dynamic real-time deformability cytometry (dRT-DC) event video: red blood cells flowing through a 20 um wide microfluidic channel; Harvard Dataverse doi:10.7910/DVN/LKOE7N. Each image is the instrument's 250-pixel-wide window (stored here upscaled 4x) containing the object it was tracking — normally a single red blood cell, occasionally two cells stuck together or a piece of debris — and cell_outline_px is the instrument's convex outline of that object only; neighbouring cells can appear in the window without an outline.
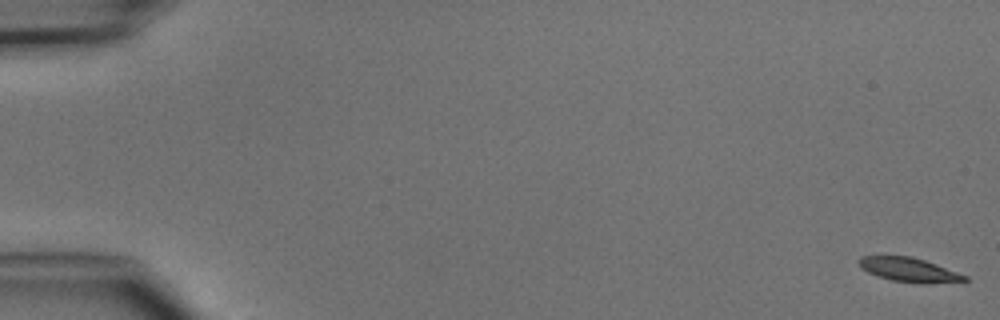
{"species": "common noctule bat (a hibernating species)", "species_latin": "Nyctalus noctula", "temperature_condition": "cold", "stored_images_in_passage": 5, "camera_frame_rate_fps": 3000, "um_per_image_px": 0.085, "animal": {"sex": "male", "body_mass_g": 15.6}, "frame": {"image": 1, "passage_image": 1, "time_ms": 0.0, "image_size_px": [1000, 320], "cell_outline_px": [[968, 280], [924, 284], [892, 280], [868, 272], [860, 268], [856, 260], [860, 256], [912, 256], [936, 264], [968, 276]], "centroid_in_image_um": [77.24, 22.92], "position_along_channel_um": 7.8, "area_um2": 14.8}}
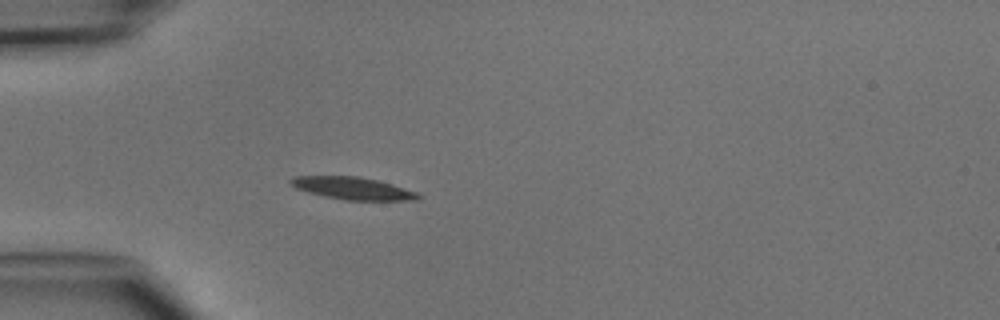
{"frame": {"image": 2, "passage_image": 5, "time_ms": 4.667, "image_size_px": [1000, 320], "cell_outline_px": [[420, 200], [344, 200], [324, 196], [308, 192], [296, 188], [288, 180], [292, 176], [356, 176], [376, 180], [392, 184], [416, 192], [420, 196]], "centroid_in_image_um": [29.96, 16.0], "position_along_channel_um": 55.0, "area_um2": 16.47}}